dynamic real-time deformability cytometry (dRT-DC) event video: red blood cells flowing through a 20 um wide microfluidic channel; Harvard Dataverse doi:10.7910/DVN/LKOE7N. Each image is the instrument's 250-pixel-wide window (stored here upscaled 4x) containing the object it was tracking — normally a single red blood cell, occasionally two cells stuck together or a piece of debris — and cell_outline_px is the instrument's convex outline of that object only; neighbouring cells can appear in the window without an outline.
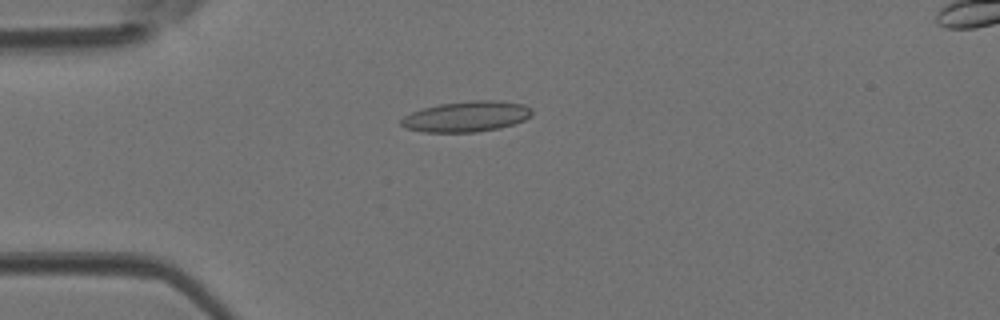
{"species": "Egyptian fruit bat (a non-hibernating species)", "species_latin": "Rousettus aegyptiacus", "temperature_condition": "room temperature", "stored_images_in_passage": 42, "camera_frame_rate_fps": 3000, "um_per_image_px": 0.085, "animal": {"sex": "female"}, "frame": {"image": 1, "passage_image": 8, "time_ms": 2.333, "image_size_px": [1000, 320], "cell_outline_px": [[532, 112], [524, 120], [500, 128], [476, 132], [424, 132], [408, 128], [400, 124], [400, 120], [404, 116], [412, 112], [424, 108], [440, 104], [472, 100], [500, 100], [524, 104], [532, 108]], "centroid_in_image_um": [39.67, 9.89], "position_along_channel_um": 45.3, "area_um2": 23.24}}
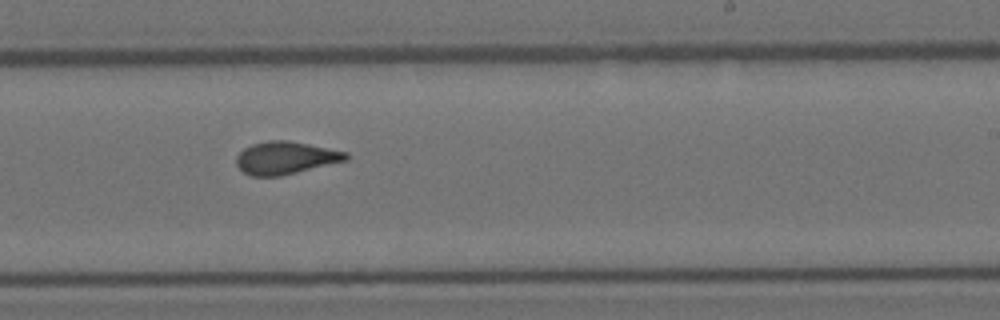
{"frame": {"image": 2, "passage_image": 24, "time_ms": 7.667, "image_size_px": [1000, 320], "cell_outline_px": [[348, 160], [280, 176], [252, 176], [244, 172], [236, 164], [236, 156], [244, 148], [252, 144], [268, 140], [288, 140], [348, 152]], "centroid_in_image_um": [24.27, 13.41], "position_along_channel_um": 264.7, "area_um2": 20.75}}
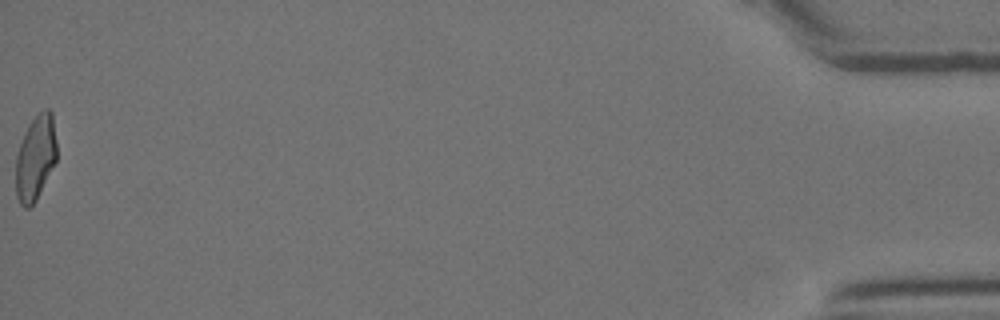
{"frame": {"image": 3, "passage_image": 42, "time_ms": 13.667, "image_size_px": [1000, 320], "cell_outline_px": [[56, 160], [36, 200], [28, 208], [24, 208], [20, 204], [16, 196], [16, 156], [24, 132], [32, 120], [44, 108], [48, 108], [52, 112], [56, 140]], "centroid_in_image_um": [3.01, 13.41], "position_along_channel_um": 432.2, "area_um2": 20.11}}